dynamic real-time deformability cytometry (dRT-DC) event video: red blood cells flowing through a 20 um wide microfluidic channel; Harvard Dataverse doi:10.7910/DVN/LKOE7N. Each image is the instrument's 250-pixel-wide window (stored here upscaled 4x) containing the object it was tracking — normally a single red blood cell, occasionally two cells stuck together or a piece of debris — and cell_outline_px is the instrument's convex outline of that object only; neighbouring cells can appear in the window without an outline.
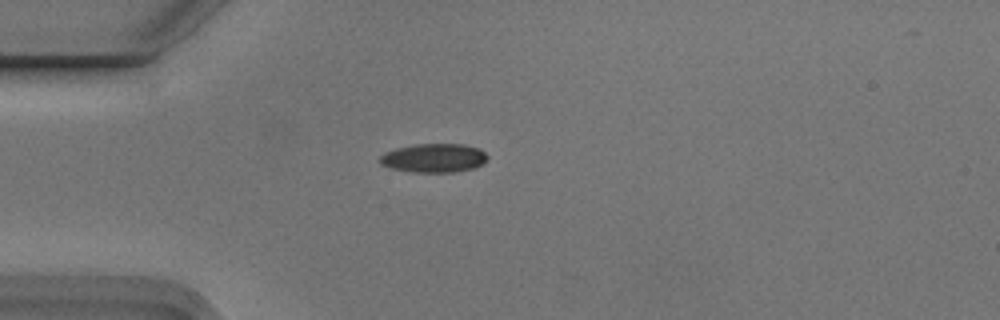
{"species": "Egyptian fruit bat (a non-hibernating species)", "species_latin": "Rousettus aegyptiacus", "temperature_condition": "cold", "stored_images_in_passage": 1, "camera_frame_rate_fps": 3000, "um_per_image_px": 0.085, "animal": {"sex": "male"}, "frame": {"image": 1, "passage_image": 1, "time_ms": 0.0, "image_size_px": [1000, 320], "cell_outline_px": [[488, 160], [484, 164], [472, 168], [456, 172], [412, 172], [392, 168], [380, 164], [380, 156], [384, 152], [396, 148], [416, 144], [464, 144], [480, 148], [488, 156]], "centroid_in_image_um": [36.91, 13.42], "position_along_channel_um": 48.1, "area_um2": 18.21}}